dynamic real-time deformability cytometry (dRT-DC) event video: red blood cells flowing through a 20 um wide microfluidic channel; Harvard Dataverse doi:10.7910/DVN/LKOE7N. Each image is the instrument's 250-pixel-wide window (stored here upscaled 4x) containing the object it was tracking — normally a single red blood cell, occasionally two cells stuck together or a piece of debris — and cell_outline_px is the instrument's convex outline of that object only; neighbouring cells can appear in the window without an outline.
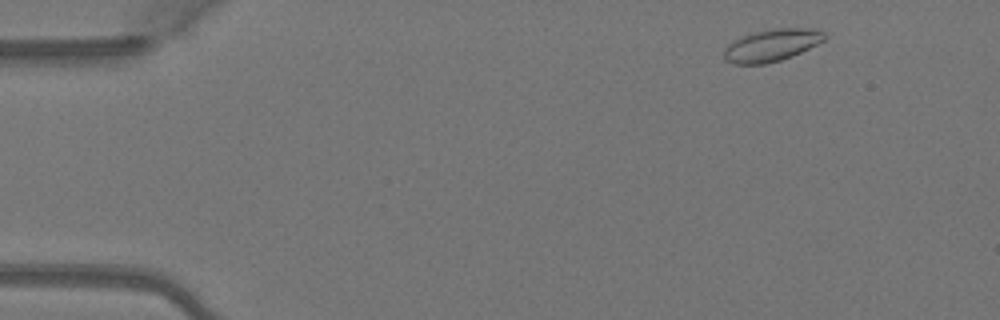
{"species": "Egyptian fruit bat (a non-hibernating species)", "species_latin": "Rousettus aegyptiacus", "temperature_condition": "warm", "stored_images_in_passage": 47, "camera_frame_rate_fps": 3000, "um_per_image_px": 0.085, "animal": {"sex": "female"}, "frame": {"image": 1, "passage_image": 3, "time_ms": 0.667, "image_size_px": [1000, 320], "cell_outline_px": [[828, 36], [824, 40], [792, 56], [780, 60], [764, 64], [732, 64], [724, 60], [724, 48], [728, 44], [740, 36], [752, 32], [772, 28], [804, 28], [824, 32]], "centroid_in_image_um": [65.53, 3.84], "position_along_channel_um": 19.5, "area_um2": 18.9}}
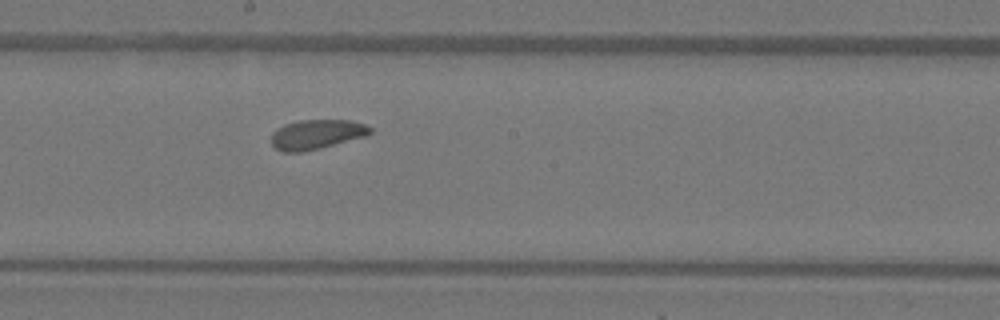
{"frame": {"image": 2, "passage_image": 25, "time_ms": 8.0, "image_size_px": [1000, 320], "cell_outline_px": [[372, 132], [368, 136], [320, 148], [300, 152], [284, 152], [276, 148], [272, 144], [272, 132], [284, 124], [300, 120], [352, 120], [364, 124], [372, 128]], "centroid_in_image_um": [26.94, 11.41], "position_along_channel_um": 221.3, "area_um2": 17.11}}
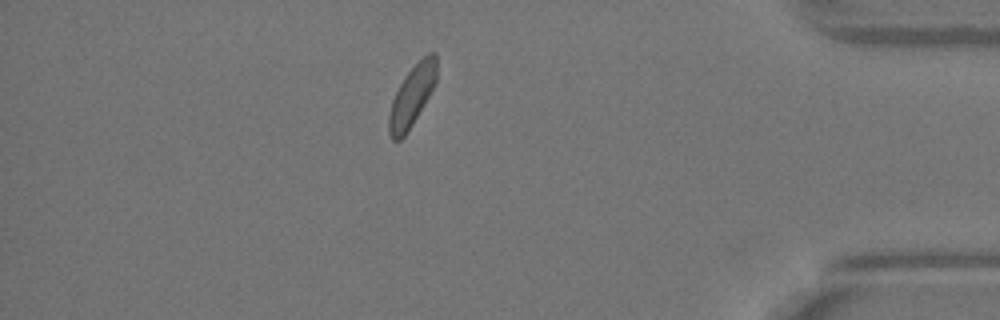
{"frame": {"image": 3, "passage_image": 41, "time_ms": 13.333, "image_size_px": [1000, 320], "cell_outline_px": [[436, 84], [408, 132], [400, 140], [392, 140], [388, 132], [388, 116], [392, 100], [404, 76], [428, 52], [436, 52]], "centroid_in_image_um": [35.01, 8.18], "position_along_channel_um": 400.2, "area_um2": 16.88}, "authors_computed_cell_mechanics": {"area_um2": 17.3978, "velocity_mm_per_s": 4.0518, "shape_relaxation_time_tau1_ms": 1.7937, "shape_relaxation_time_tau2_ms": null, "deformation_change_tau1": 0.0514, "deformation_change_tau2": null}}